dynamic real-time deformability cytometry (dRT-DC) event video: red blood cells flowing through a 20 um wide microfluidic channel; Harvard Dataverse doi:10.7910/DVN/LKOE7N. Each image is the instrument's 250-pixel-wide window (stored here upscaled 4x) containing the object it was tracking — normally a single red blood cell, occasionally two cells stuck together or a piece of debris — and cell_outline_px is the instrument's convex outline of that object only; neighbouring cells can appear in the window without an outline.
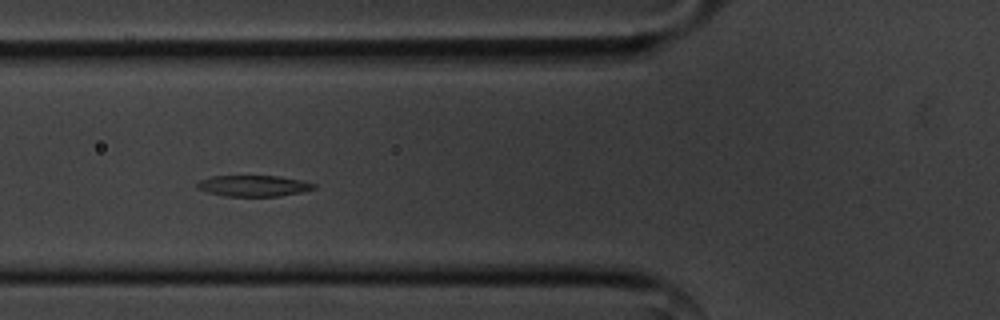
{"species": "common noctule bat (a hibernating species)", "species_latin": "Nyctalus noctula", "temperature_condition": "cold", "stored_images_in_passage": 17, "camera_frame_rate_fps": 3000, "um_per_image_px": 0.085, "animal": {"sex": "male", "body_mass_g": 20.1, "forearm_length_mm": 53.5}, "frame": {"image": 1, "passage_image": 8, "time_ms": 2.333, "image_size_px": [1000, 320], "cell_outline_px": [[316, 188], [300, 192], [280, 196], [224, 196], [208, 192], [196, 188], [196, 184], [200, 180], [212, 176], [280, 176], [304, 180], [316, 184]], "centroid_in_image_um": [21.57, 15.79], "position_along_channel_um": 104.2, "area_um2": 14.39}}
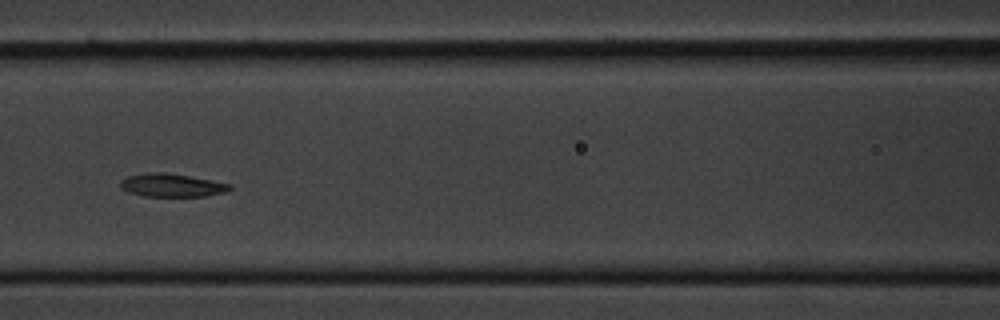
{"frame": {"image": 2, "passage_image": 12, "time_ms": 3.667, "image_size_px": [1000, 320], "cell_outline_px": [[232, 188], [224, 192], [208, 196], [144, 196], [128, 192], [120, 188], [120, 180], [128, 176], [152, 172], [164, 172], [188, 176], [232, 184]], "centroid_in_image_um": [14.58, 15.75], "position_along_channel_um": 152.0, "area_um2": 14.68}}
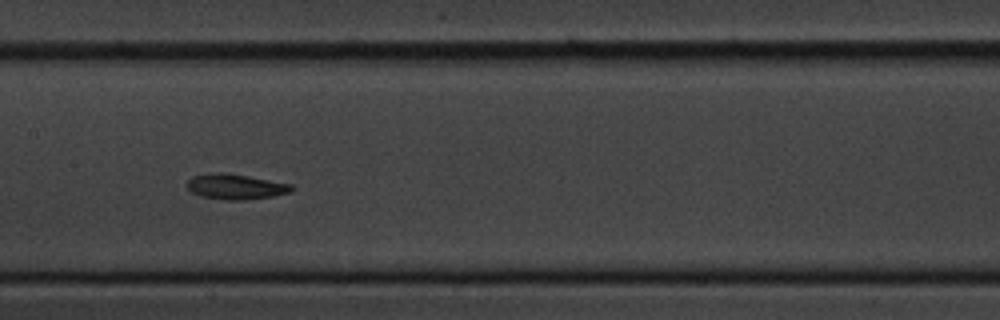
{"frame": {"image": 3, "passage_image": 15, "time_ms": 4.667, "image_size_px": [1000, 320], "cell_outline_px": [[296, 188], [292, 192], [272, 196], [244, 200], [224, 200], [200, 196], [192, 192], [184, 184], [192, 176], [208, 172], [224, 172], [248, 176], [292, 184]], "centroid_in_image_um": [20.01, 15.86], "position_along_channel_um": 187.4, "area_um2": 15.72}}